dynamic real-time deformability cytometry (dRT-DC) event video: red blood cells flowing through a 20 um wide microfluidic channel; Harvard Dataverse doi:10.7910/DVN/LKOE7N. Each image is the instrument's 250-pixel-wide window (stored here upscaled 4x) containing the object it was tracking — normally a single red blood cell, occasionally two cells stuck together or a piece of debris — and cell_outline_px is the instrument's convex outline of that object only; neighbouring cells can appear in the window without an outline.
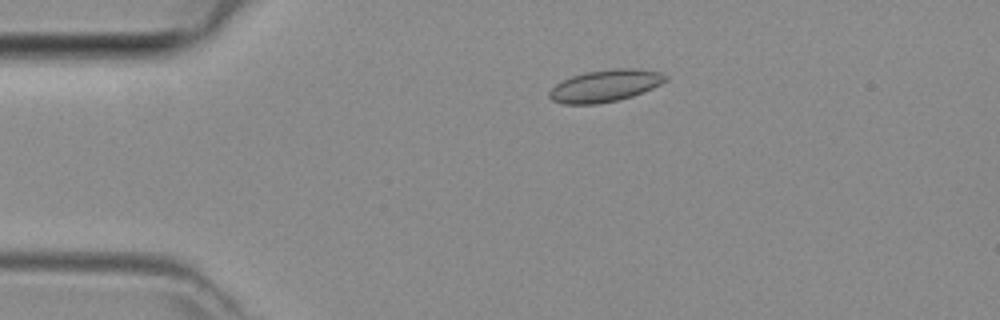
{"species": "common noctule bat (a hibernating species)", "species_latin": "Nyctalus noctula", "temperature_condition": "room temperature", "stored_images_in_passage": 47, "camera_frame_rate_fps": 3000, "um_per_image_px": 0.085, "animal": {"sex": "female", "body_mass_g": 29.2, "forearm_length_mm": 56.3}, "frame": {"image": 1, "passage_image": 10, "time_ms": 3.0, "image_size_px": [1000, 320], "cell_outline_px": [[668, 80], [652, 88], [632, 96], [616, 100], [596, 104], [564, 104], [552, 100], [548, 96], [548, 92], [556, 84], [572, 76], [588, 72], [616, 68], [636, 68], [660, 72], [668, 76]], "centroid_in_image_um": [51.45, 7.29], "position_along_channel_um": 33.6, "area_um2": 21.5}}
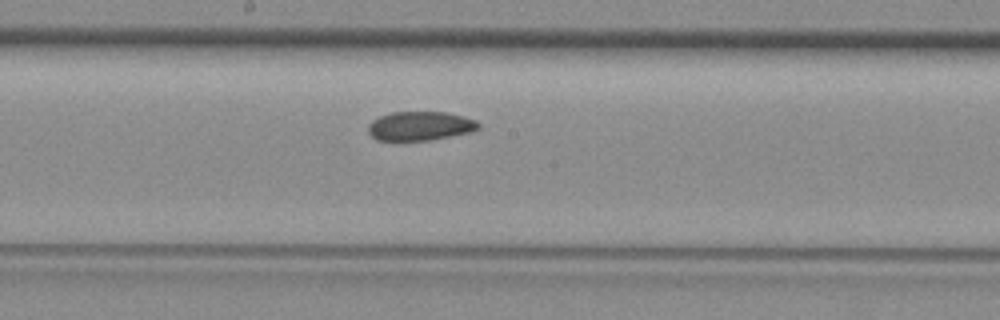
{"frame": {"image": 2, "passage_image": 25, "time_ms": 8.0, "image_size_px": [1000, 320], "cell_outline_px": [[480, 128], [472, 132], [428, 140], [376, 140], [368, 132], [368, 124], [372, 120], [380, 116], [392, 112], [448, 112], [464, 116], [476, 120], [480, 124]], "centroid_in_image_um": [35.73, 10.7], "position_along_channel_um": 212.5, "area_um2": 18.73}}
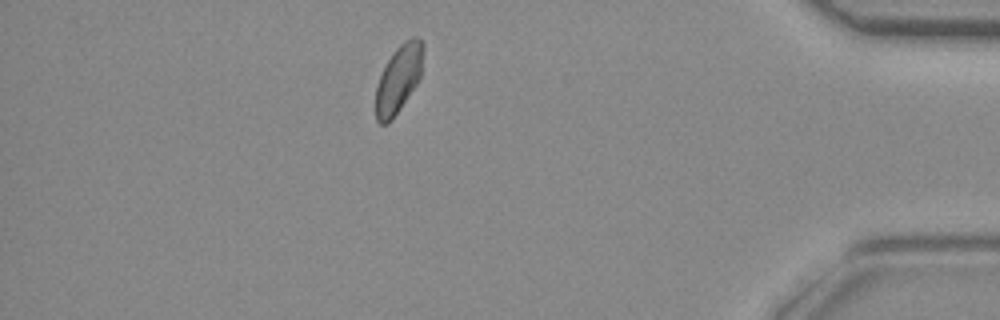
{"frame": {"image": 3, "passage_image": 41, "time_ms": 13.333, "image_size_px": [1000, 320], "cell_outline_px": [[424, 48], [420, 76], [416, 84], [392, 120], [388, 124], [380, 124], [376, 120], [376, 88], [380, 76], [392, 52], [404, 40], [412, 36], [416, 36], [424, 44]], "centroid_in_image_um": [33.88, 6.68], "position_along_channel_um": 401.3, "area_um2": 18.55}}